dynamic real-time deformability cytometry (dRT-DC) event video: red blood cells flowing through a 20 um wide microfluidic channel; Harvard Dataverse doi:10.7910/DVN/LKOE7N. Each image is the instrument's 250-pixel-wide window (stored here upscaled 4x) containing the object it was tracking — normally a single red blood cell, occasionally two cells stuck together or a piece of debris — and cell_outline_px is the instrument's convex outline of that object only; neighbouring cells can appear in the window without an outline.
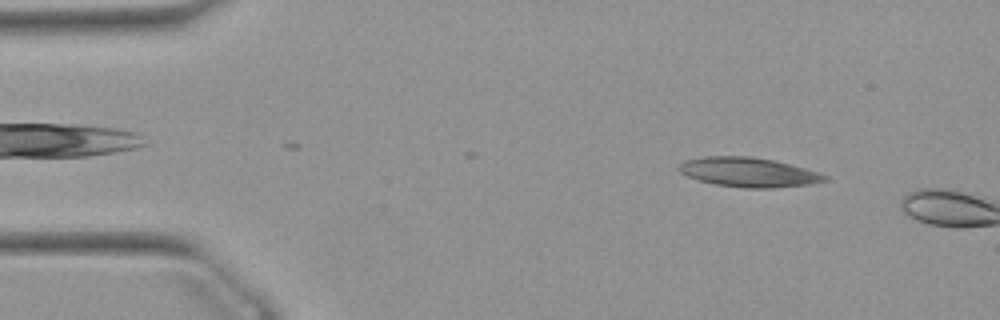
{"species": "Egyptian fruit bat (a non-hibernating species)", "species_latin": "Rousettus aegyptiacus", "temperature_condition": "warm", "stored_images_in_passage": 7, "camera_frame_rate_fps": 3000, "um_per_image_px": 0.085, "animal": {"sex": "female"}, "frame": {"image": 1, "passage_image": 5, "time_ms": 1.333, "image_size_px": [1000, 320], "cell_outline_px": [[828, 180], [808, 184], [772, 188], [744, 188], [716, 184], [700, 180], [688, 176], [680, 172], [676, 168], [684, 160], [704, 156], [748, 156], [772, 160], [820, 172], [828, 176]], "centroid_in_image_um": [63.61, 14.63], "position_along_channel_um": 21.4, "area_um2": 24.85}}